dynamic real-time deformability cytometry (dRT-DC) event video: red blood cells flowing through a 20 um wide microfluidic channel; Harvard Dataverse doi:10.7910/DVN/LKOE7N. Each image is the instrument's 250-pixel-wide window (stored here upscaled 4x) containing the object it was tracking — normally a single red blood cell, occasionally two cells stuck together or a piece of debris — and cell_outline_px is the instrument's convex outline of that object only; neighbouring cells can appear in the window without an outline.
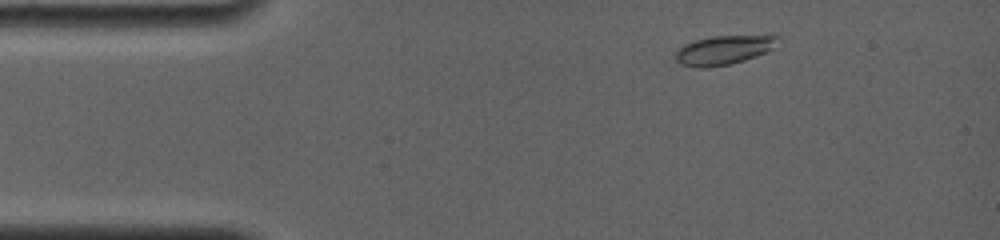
{"species": "common noctule bat (a hibernating species)", "species_latin": "Nyctalus noctula", "temperature_condition": "room temperature", "stored_images_in_passage": 7, "camera_frame_rate_fps": 4000, "um_per_image_px": 0.085, "animal": {"sex": "female", "body_mass_g": 19.0, "forearm_length_mm": 56.7}, "frame": {"image": 1, "passage_image": 5, "time_ms": 1.0, "image_size_px": [1000, 240], "cell_outline_px": [[780, 36], [772, 48], [768, 52], [744, 60], [728, 64], [704, 68], [700, 68], [680, 64], [676, 60], [676, 52], [684, 44], [696, 40], [712, 36], [772, 32]], "centroid_in_image_um": [61.63, 4.19], "position_along_channel_um": 23.4, "area_um2": 17.98}}